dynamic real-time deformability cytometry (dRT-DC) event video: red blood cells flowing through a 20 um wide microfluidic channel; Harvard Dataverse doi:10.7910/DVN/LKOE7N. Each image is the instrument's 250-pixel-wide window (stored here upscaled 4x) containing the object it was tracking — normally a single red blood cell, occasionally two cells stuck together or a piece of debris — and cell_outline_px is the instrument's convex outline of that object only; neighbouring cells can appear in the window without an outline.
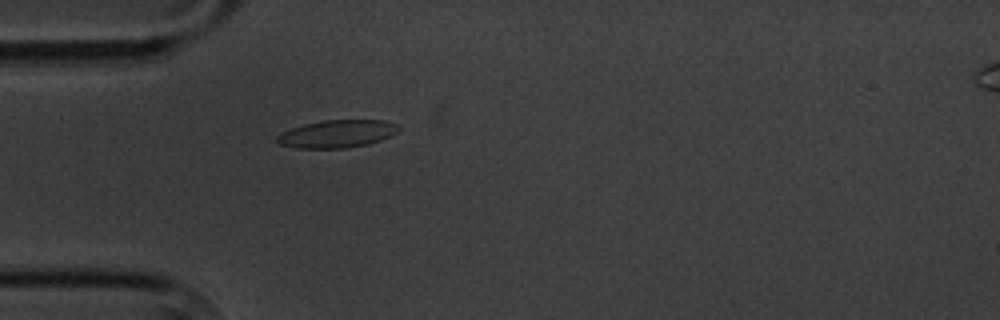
{"species": "common noctule bat (a hibernating species)", "species_latin": "Nyctalus noctula", "temperature_condition": "cold", "stored_images_in_passage": 6, "camera_frame_rate_fps": 3000, "um_per_image_px": 0.085, "animal": {"sex": "male", "body_mass_g": 20.1, "forearm_length_mm": 53.5}, "frame": {"image": 1, "passage_image": 5, "time_ms": 4.667, "image_size_px": [1000, 320], "cell_outline_px": [[400, 128], [392, 136], [368, 144], [344, 148], [296, 148], [280, 144], [276, 140], [276, 136], [280, 132], [304, 124], [324, 120], [384, 120], [396, 124]], "centroid_in_image_um": [28.64, 11.37], "position_along_channel_um": 56.4, "area_um2": 19.59}}